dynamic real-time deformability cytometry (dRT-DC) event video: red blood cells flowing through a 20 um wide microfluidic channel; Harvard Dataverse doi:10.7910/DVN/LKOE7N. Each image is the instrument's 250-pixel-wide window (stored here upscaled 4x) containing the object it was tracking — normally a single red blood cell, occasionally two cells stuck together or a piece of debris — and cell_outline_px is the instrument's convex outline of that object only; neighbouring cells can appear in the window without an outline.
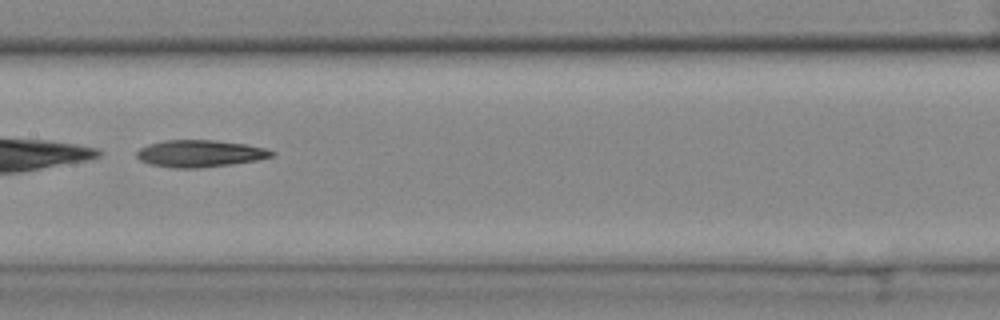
{"species": "common noctule bat (a hibernating species)", "species_latin": "Nyctalus noctula", "temperature_condition": "cold", "stored_images_in_passage": 51, "segment_of_instrument_passage": [2, 2], "camera_frame_rate_fps": 3000, "um_per_image_px": 0.085, "animal": {"sex": "female", "body_mass_g": 25.1}, "frame": {"image": 1, "passage_image": 25, "time_ms": 8.0, "image_size_px": [1000, 320], "cell_outline_px": [[276, 152], [272, 156], [260, 160], [196, 168], [172, 168], [148, 164], [140, 160], [136, 156], [136, 152], [140, 148], [148, 144], [164, 140], [216, 140], [244, 144], [264, 148]], "centroid_in_image_um": [16.96, 13.05], "position_along_channel_um": 190.4, "area_um2": 21.21}}
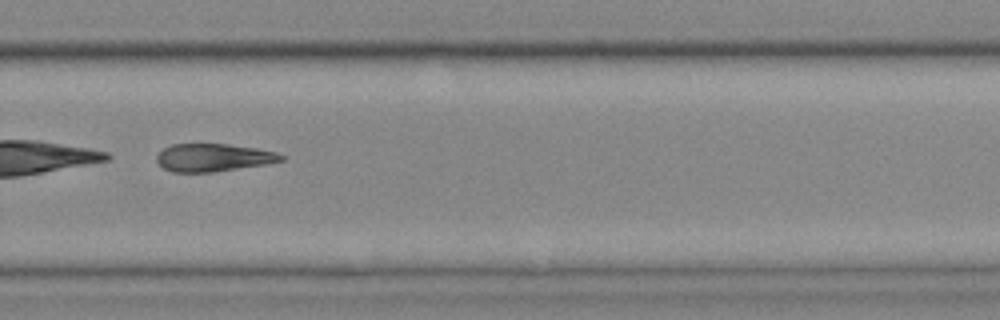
{"frame": {"image": 2, "passage_image": 35, "time_ms": 11.333, "image_size_px": [1000, 320], "cell_outline_px": [[284, 160], [268, 164], [212, 172], [172, 172], [164, 168], [156, 160], [156, 156], [164, 148], [172, 144], [228, 144], [256, 148], [276, 152], [284, 156]], "centroid_in_image_um": [18.15, 13.39], "position_along_channel_um": 311.7, "area_um2": 20.11}}